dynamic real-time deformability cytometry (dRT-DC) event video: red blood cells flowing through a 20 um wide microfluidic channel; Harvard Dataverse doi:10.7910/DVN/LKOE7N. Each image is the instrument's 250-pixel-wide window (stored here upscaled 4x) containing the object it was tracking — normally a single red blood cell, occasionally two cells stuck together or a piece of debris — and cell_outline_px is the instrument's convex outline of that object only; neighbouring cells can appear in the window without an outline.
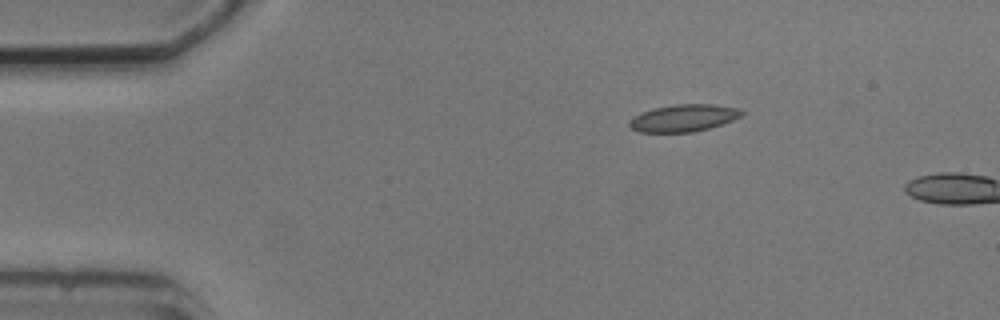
{"species": "common noctule bat (a hibernating species)", "species_latin": "Nyctalus noctula", "temperature_condition": "cold", "stored_images_in_passage": 2, "camera_frame_rate_fps": 3000, "um_per_image_px": 0.085, "animal": {"sex": "male", "body_mass_g": 20.5, "forearm_length_mm": 52.5}, "frame": {"image": 1, "passage_image": 1, "time_ms": 0.0, "image_size_px": [1000, 320], "cell_outline_px": [[744, 112], [740, 116], [732, 120], [708, 128], [692, 132], [640, 132], [632, 128], [628, 124], [628, 120], [644, 112], [656, 108], [676, 104], [712, 104], [740, 108]], "centroid_in_image_um": [58.12, 10.03], "position_along_channel_um": 26.9, "area_um2": 17.46}}